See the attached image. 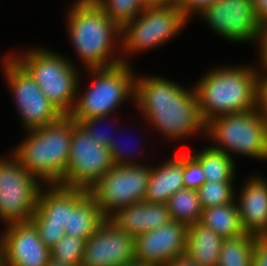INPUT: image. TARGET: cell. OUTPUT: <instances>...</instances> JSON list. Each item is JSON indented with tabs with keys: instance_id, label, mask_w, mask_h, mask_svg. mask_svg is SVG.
Segmentation results:
<instances>
[{
	"instance_id": "obj_20",
	"label": "cell",
	"mask_w": 267,
	"mask_h": 266,
	"mask_svg": "<svg viewBox=\"0 0 267 266\" xmlns=\"http://www.w3.org/2000/svg\"><path fill=\"white\" fill-rule=\"evenodd\" d=\"M172 155L171 159L152 167L144 201L166 204L169 198L184 187L183 153ZM162 165V166H161Z\"/></svg>"
},
{
	"instance_id": "obj_21",
	"label": "cell",
	"mask_w": 267,
	"mask_h": 266,
	"mask_svg": "<svg viewBox=\"0 0 267 266\" xmlns=\"http://www.w3.org/2000/svg\"><path fill=\"white\" fill-rule=\"evenodd\" d=\"M224 238L200 222L189 225L186 253L198 266H217Z\"/></svg>"
},
{
	"instance_id": "obj_27",
	"label": "cell",
	"mask_w": 267,
	"mask_h": 266,
	"mask_svg": "<svg viewBox=\"0 0 267 266\" xmlns=\"http://www.w3.org/2000/svg\"><path fill=\"white\" fill-rule=\"evenodd\" d=\"M120 28L132 21L146 7L142 0H94Z\"/></svg>"
},
{
	"instance_id": "obj_24",
	"label": "cell",
	"mask_w": 267,
	"mask_h": 266,
	"mask_svg": "<svg viewBox=\"0 0 267 266\" xmlns=\"http://www.w3.org/2000/svg\"><path fill=\"white\" fill-rule=\"evenodd\" d=\"M204 148L192 155L200 162L206 181L234 183L236 177L234 159L210 146Z\"/></svg>"
},
{
	"instance_id": "obj_7",
	"label": "cell",
	"mask_w": 267,
	"mask_h": 266,
	"mask_svg": "<svg viewBox=\"0 0 267 266\" xmlns=\"http://www.w3.org/2000/svg\"><path fill=\"white\" fill-rule=\"evenodd\" d=\"M205 136L215 141L211 148L224 152L232 159L234 152L267 160V118L260 108L208 121Z\"/></svg>"
},
{
	"instance_id": "obj_39",
	"label": "cell",
	"mask_w": 267,
	"mask_h": 266,
	"mask_svg": "<svg viewBox=\"0 0 267 266\" xmlns=\"http://www.w3.org/2000/svg\"><path fill=\"white\" fill-rule=\"evenodd\" d=\"M142 1L146 8L176 6L177 3V0H142Z\"/></svg>"
},
{
	"instance_id": "obj_15",
	"label": "cell",
	"mask_w": 267,
	"mask_h": 266,
	"mask_svg": "<svg viewBox=\"0 0 267 266\" xmlns=\"http://www.w3.org/2000/svg\"><path fill=\"white\" fill-rule=\"evenodd\" d=\"M188 226L171 220L159 228L135 237V260L166 266L186 253Z\"/></svg>"
},
{
	"instance_id": "obj_2",
	"label": "cell",
	"mask_w": 267,
	"mask_h": 266,
	"mask_svg": "<svg viewBox=\"0 0 267 266\" xmlns=\"http://www.w3.org/2000/svg\"><path fill=\"white\" fill-rule=\"evenodd\" d=\"M194 85L201 117L205 124L223 115L259 108V82L253 66L213 68Z\"/></svg>"
},
{
	"instance_id": "obj_12",
	"label": "cell",
	"mask_w": 267,
	"mask_h": 266,
	"mask_svg": "<svg viewBox=\"0 0 267 266\" xmlns=\"http://www.w3.org/2000/svg\"><path fill=\"white\" fill-rule=\"evenodd\" d=\"M114 166L109 148L95 142L77 125L73 129L68 168L61 185L88 190Z\"/></svg>"
},
{
	"instance_id": "obj_33",
	"label": "cell",
	"mask_w": 267,
	"mask_h": 266,
	"mask_svg": "<svg viewBox=\"0 0 267 266\" xmlns=\"http://www.w3.org/2000/svg\"><path fill=\"white\" fill-rule=\"evenodd\" d=\"M116 140H115V138H113L111 140V143L108 146L109 150L111 151L112 159H113L115 165H141V163H138L136 161H133V159H130L129 158L130 153L128 154V152H127L128 150H124L122 148V145H121L122 143L120 144V142L118 143V141H116ZM125 149H127V148H125ZM134 154H136V153H134Z\"/></svg>"
},
{
	"instance_id": "obj_9",
	"label": "cell",
	"mask_w": 267,
	"mask_h": 266,
	"mask_svg": "<svg viewBox=\"0 0 267 266\" xmlns=\"http://www.w3.org/2000/svg\"><path fill=\"white\" fill-rule=\"evenodd\" d=\"M0 157V221L6 225L27 222L37 208L41 181L12 154Z\"/></svg>"
},
{
	"instance_id": "obj_16",
	"label": "cell",
	"mask_w": 267,
	"mask_h": 266,
	"mask_svg": "<svg viewBox=\"0 0 267 266\" xmlns=\"http://www.w3.org/2000/svg\"><path fill=\"white\" fill-rule=\"evenodd\" d=\"M3 231L0 247L8 266L47 265L51 259L50 249L44 245L30 221L6 225Z\"/></svg>"
},
{
	"instance_id": "obj_8",
	"label": "cell",
	"mask_w": 267,
	"mask_h": 266,
	"mask_svg": "<svg viewBox=\"0 0 267 266\" xmlns=\"http://www.w3.org/2000/svg\"><path fill=\"white\" fill-rule=\"evenodd\" d=\"M187 22L177 6L147 7L121 28L120 53L134 55L156 48L182 31Z\"/></svg>"
},
{
	"instance_id": "obj_30",
	"label": "cell",
	"mask_w": 267,
	"mask_h": 266,
	"mask_svg": "<svg viewBox=\"0 0 267 266\" xmlns=\"http://www.w3.org/2000/svg\"><path fill=\"white\" fill-rule=\"evenodd\" d=\"M183 181L185 188L194 190H198L206 182L202 166L192 152L183 153Z\"/></svg>"
},
{
	"instance_id": "obj_41",
	"label": "cell",
	"mask_w": 267,
	"mask_h": 266,
	"mask_svg": "<svg viewBox=\"0 0 267 266\" xmlns=\"http://www.w3.org/2000/svg\"><path fill=\"white\" fill-rule=\"evenodd\" d=\"M124 266H153L152 264L134 260L130 263L125 264Z\"/></svg>"
},
{
	"instance_id": "obj_23",
	"label": "cell",
	"mask_w": 267,
	"mask_h": 266,
	"mask_svg": "<svg viewBox=\"0 0 267 266\" xmlns=\"http://www.w3.org/2000/svg\"><path fill=\"white\" fill-rule=\"evenodd\" d=\"M200 223L223 238L245 234L236 200L203 209Z\"/></svg>"
},
{
	"instance_id": "obj_4",
	"label": "cell",
	"mask_w": 267,
	"mask_h": 266,
	"mask_svg": "<svg viewBox=\"0 0 267 266\" xmlns=\"http://www.w3.org/2000/svg\"><path fill=\"white\" fill-rule=\"evenodd\" d=\"M77 122L62 115L54 123L28 130V137L11 154L42 184H62L68 168L73 129Z\"/></svg>"
},
{
	"instance_id": "obj_28",
	"label": "cell",
	"mask_w": 267,
	"mask_h": 266,
	"mask_svg": "<svg viewBox=\"0 0 267 266\" xmlns=\"http://www.w3.org/2000/svg\"><path fill=\"white\" fill-rule=\"evenodd\" d=\"M232 182L206 181L197 191L203 209L230 203L235 200Z\"/></svg>"
},
{
	"instance_id": "obj_6",
	"label": "cell",
	"mask_w": 267,
	"mask_h": 266,
	"mask_svg": "<svg viewBox=\"0 0 267 266\" xmlns=\"http://www.w3.org/2000/svg\"><path fill=\"white\" fill-rule=\"evenodd\" d=\"M130 65L122 62L110 67L88 69L92 83L81 97L77 91L75 106L69 115L74 120L110 116L127 100L134 102L136 75Z\"/></svg>"
},
{
	"instance_id": "obj_1",
	"label": "cell",
	"mask_w": 267,
	"mask_h": 266,
	"mask_svg": "<svg viewBox=\"0 0 267 266\" xmlns=\"http://www.w3.org/2000/svg\"><path fill=\"white\" fill-rule=\"evenodd\" d=\"M134 104L164 138L176 141L194 133L205 135L194 87L183 88L161 76H137Z\"/></svg>"
},
{
	"instance_id": "obj_29",
	"label": "cell",
	"mask_w": 267,
	"mask_h": 266,
	"mask_svg": "<svg viewBox=\"0 0 267 266\" xmlns=\"http://www.w3.org/2000/svg\"><path fill=\"white\" fill-rule=\"evenodd\" d=\"M85 239L64 235L50 250L51 259L60 263L80 266L82 263Z\"/></svg>"
},
{
	"instance_id": "obj_5",
	"label": "cell",
	"mask_w": 267,
	"mask_h": 266,
	"mask_svg": "<svg viewBox=\"0 0 267 266\" xmlns=\"http://www.w3.org/2000/svg\"><path fill=\"white\" fill-rule=\"evenodd\" d=\"M35 80L44 95L62 115H69L79 90V72L72 61L49 49L32 48L10 54Z\"/></svg>"
},
{
	"instance_id": "obj_34",
	"label": "cell",
	"mask_w": 267,
	"mask_h": 266,
	"mask_svg": "<svg viewBox=\"0 0 267 266\" xmlns=\"http://www.w3.org/2000/svg\"><path fill=\"white\" fill-rule=\"evenodd\" d=\"M217 0H177L176 6L189 19L194 13H200L204 8Z\"/></svg>"
},
{
	"instance_id": "obj_19",
	"label": "cell",
	"mask_w": 267,
	"mask_h": 266,
	"mask_svg": "<svg viewBox=\"0 0 267 266\" xmlns=\"http://www.w3.org/2000/svg\"><path fill=\"white\" fill-rule=\"evenodd\" d=\"M41 189L35 213L47 224L68 225L69 211L88 194L87 189L66 187L60 184L45 185Z\"/></svg>"
},
{
	"instance_id": "obj_43",
	"label": "cell",
	"mask_w": 267,
	"mask_h": 266,
	"mask_svg": "<svg viewBox=\"0 0 267 266\" xmlns=\"http://www.w3.org/2000/svg\"><path fill=\"white\" fill-rule=\"evenodd\" d=\"M46 266H73V265L60 263V262L50 259Z\"/></svg>"
},
{
	"instance_id": "obj_26",
	"label": "cell",
	"mask_w": 267,
	"mask_h": 266,
	"mask_svg": "<svg viewBox=\"0 0 267 266\" xmlns=\"http://www.w3.org/2000/svg\"><path fill=\"white\" fill-rule=\"evenodd\" d=\"M256 235L245 233L224 238L217 266H252Z\"/></svg>"
},
{
	"instance_id": "obj_18",
	"label": "cell",
	"mask_w": 267,
	"mask_h": 266,
	"mask_svg": "<svg viewBox=\"0 0 267 266\" xmlns=\"http://www.w3.org/2000/svg\"><path fill=\"white\" fill-rule=\"evenodd\" d=\"M107 219L118 230L134 237L168 224L172 220L166 204L146 201L118 208Z\"/></svg>"
},
{
	"instance_id": "obj_11",
	"label": "cell",
	"mask_w": 267,
	"mask_h": 266,
	"mask_svg": "<svg viewBox=\"0 0 267 266\" xmlns=\"http://www.w3.org/2000/svg\"><path fill=\"white\" fill-rule=\"evenodd\" d=\"M3 62V76L13 94L25 130L39 129L57 121L62 114L44 95L29 73L9 53Z\"/></svg>"
},
{
	"instance_id": "obj_22",
	"label": "cell",
	"mask_w": 267,
	"mask_h": 266,
	"mask_svg": "<svg viewBox=\"0 0 267 266\" xmlns=\"http://www.w3.org/2000/svg\"><path fill=\"white\" fill-rule=\"evenodd\" d=\"M97 202L87 194L72 211H69L65 234L87 240L106 221Z\"/></svg>"
},
{
	"instance_id": "obj_40",
	"label": "cell",
	"mask_w": 267,
	"mask_h": 266,
	"mask_svg": "<svg viewBox=\"0 0 267 266\" xmlns=\"http://www.w3.org/2000/svg\"><path fill=\"white\" fill-rule=\"evenodd\" d=\"M166 266H198V265L195 262H193L189 257L183 255L177 257Z\"/></svg>"
},
{
	"instance_id": "obj_13",
	"label": "cell",
	"mask_w": 267,
	"mask_h": 266,
	"mask_svg": "<svg viewBox=\"0 0 267 266\" xmlns=\"http://www.w3.org/2000/svg\"><path fill=\"white\" fill-rule=\"evenodd\" d=\"M198 15L206 20L213 32L231 42L254 43L260 34L261 27L250 0H217Z\"/></svg>"
},
{
	"instance_id": "obj_17",
	"label": "cell",
	"mask_w": 267,
	"mask_h": 266,
	"mask_svg": "<svg viewBox=\"0 0 267 266\" xmlns=\"http://www.w3.org/2000/svg\"><path fill=\"white\" fill-rule=\"evenodd\" d=\"M235 198L245 232L267 236V180L251 176Z\"/></svg>"
},
{
	"instance_id": "obj_10",
	"label": "cell",
	"mask_w": 267,
	"mask_h": 266,
	"mask_svg": "<svg viewBox=\"0 0 267 266\" xmlns=\"http://www.w3.org/2000/svg\"><path fill=\"white\" fill-rule=\"evenodd\" d=\"M151 166L115 165L88 189L108 217L118 208L144 201Z\"/></svg>"
},
{
	"instance_id": "obj_35",
	"label": "cell",
	"mask_w": 267,
	"mask_h": 266,
	"mask_svg": "<svg viewBox=\"0 0 267 266\" xmlns=\"http://www.w3.org/2000/svg\"><path fill=\"white\" fill-rule=\"evenodd\" d=\"M252 266H267V236L257 237L253 248Z\"/></svg>"
},
{
	"instance_id": "obj_32",
	"label": "cell",
	"mask_w": 267,
	"mask_h": 266,
	"mask_svg": "<svg viewBox=\"0 0 267 266\" xmlns=\"http://www.w3.org/2000/svg\"><path fill=\"white\" fill-rule=\"evenodd\" d=\"M109 116H101L90 119L75 120L77 124L88 134L95 142L102 146L108 147L111 140L114 138L105 132L97 129L99 123L107 119Z\"/></svg>"
},
{
	"instance_id": "obj_31",
	"label": "cell",
	"mask_w": 267,
	"mask_h": 266,
	"mask_svg": "<svg viewBox=\"0 0 267 266\" xmlns=\"http://www.w3.org/2000/svg\"><path fill=\"white\" fill-rule=\"evenodd\" d=\"M37 229L40 239L50 250L64 237L62 225L47 224L35 212L29 220Z\"/></svg>"
},
{
	"instance_id": "obj_3",
	"label": "cell",
	"mask_w": 267,
	"mask_h": 266,
	"mask_svg": "<svg viewBox=\"0 0 267 266\" xmlns=\"http://www.w3.org/2000/svg\"><path fill=\"white\" fill-rule=\"evenodd\" d=\"M70 7L66 18L69 38L87 69L129 63L124 54L121 57L114 53L115 45L121 48V28L94 0H76Z\"/></svg>"
},
{
	"instance_id": "obj_37",
	"label": "cell",
	"mask_w": 267,
	"mask_h": 266,
	"mask_svg": "<svg viewBox=\"0 0 267 266\" xmlns=\"http://www.w3.org/2000/svg\"><path fill=\"white\" fill-rule=\"evenodd\" d=\"M258 25L267 26V0H250Z\"/></svg>"
},
{
	"instance_id": "obj_38",
	"label": "cell",
	"mask_w": 267,
	"mask_h": 266,
	"mask_svg": "<svg viewBox=\"0 0 267 266\" xmlns=\"http://www.w3.org/2000/svg\"><path fill=\"white\" fill-rule=\"evenodd\" d=\"M259 108L267 118V76L260 78L259 82Z\"/></svg>"
},
{
	"instance_id": "obj_25",
	"label": "cell",
	"mask_w": 267,
	"mask_h": 266,
	"mask_svg": "<svg viewBox=\"0 0 267 266\" xmlns=\"http://www.w3.org/2000/svg\"><path fill=\"white\" fill-rule=\"evenodd\" d=\"M172 220L187 226L200 222L203 208L198 191L183 188L173 194L166 203Z\"/></svg>"
},
{
	"instance_id": "obj_42",
	"label": "cell",
	"mask_w": 267,
	"mask_h": 266,
	"mask_svg": "<svg viewBox=\"0 0 267 266\" xmlns=\"http://www.w3.org/2000/svg\"><path fill=\"white\" fill-rule=\"evenodd\" d=\"M0 266H8L7 258L1 247H0Z\"/></svg>"
},
{
	"instance_id": "obj_36",
	"label": "cell",
	"mask_w": 267,
	"mask_h": 266,
	"mask_svg": "<svg viewBox=\"0 0 267 266\" xmlns=\"http://www.w3.org/2000/svg\"><path fill=\"white\" fill-rule=\"evenodd\" d=\"M259 44V50H260V69L262 68V72L265 74H261L259 69H257V72L259 73V77L262 78L264 76H267V26H264L260 30V34L258 35L257 41Z\"/></svg>"
},
{
	"instance_id": "obj_14",
	"label": "cell",
	"mask_w": 267,
	"mask_h": 266,
	"mask_svg": "<svg viewBox=\"0 0 267 266\" xmlns=\"http://www.w3.org/2000/svg\"><path fill=\"white\" fill-rule=\"evenodd\" d=\"M135 237L108 219L85 242L80 266H124L135 260Z\"/></svg>"
}]
</instances>
